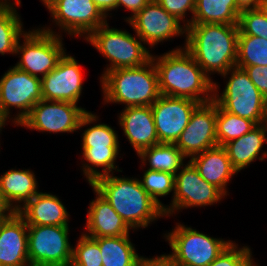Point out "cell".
<instances>
[{
    "label": "cell",
    "mask_w": 267,
    "mask_h": 266,
    "mask_svg": "<svg viewBox=\"0 0 267 266\" xmlns=\"http://www.w3.org/2000/svg\"><path fill=\"white\" fill-rule=\"evenodd\" d=\"M127 23L144 44L153 48L158 43L171 40L175 36H186V26L174 15L169 14L161 5L151 0L141 11L131 17Z\"/></svg>",
    "instance_id": "obj_15"
},
{
    "label": "cell",
    "mask_w": 267,
    "mask_h": 266,
    "mask_svg": "<svg viewBox=\"0 0 267 266\" xmlns=\"http://www.w3.org/2000/svg\"><path fill=\"white\" fill-rule=\"evenodd\" d=\"M0 266H30L28 225L17 212H11L0 224Z\"/></svg>",
    "instance_id": "obj_19"
},
{
    "label": "cell",
    "mask_w": 267,
    "mask_h": 266,
    "mask_svg": "<svg viewBox=\"0 0 267 266\" xmlns=\"http://www.w3.org/2000/svg\"><path fill=\"white\" fill-rule=\"evenodd\" d=\"M137 37L126 30L110 28L106 23L85 39L109 61L102 76L110 70L142 66L151 59L150 48Z\"/></svg>",
    "instance_id": "obj_6"
},
{
    "label": "cell",
    "mask_w": 267,
    "mask_h": 266,
    "mask_svg": "<svg viewBox=\"0 0 267 266\" xmlns=\"http://www.w3.org/2000/svg\"><path fill=\"white\" fill-rule=\"evenodd\" d=\"M266 136L263 126L258 124L245 135L223 146L227 151L232 166L237 172L245 169V167L247 168L257 159L263 161L267 158V150H262L264 144L267 143Z\"/></svg>",
    "instance_id": "obj_25"
},
{
    "label": "cell",
    "mask_w": 267,
    "mask_h": 266,
    "mask_svg": "<svg viewBox=\"0 0 267 266\" xmlns=\"http://www.w3.org/2000/svg\"><path fill=\"white\" fill-rule=\"evenodd\" d=\"M20 5L21 0H15L11 4L0 3V54L3 56L16 55L17 41L26 32L16 10Z\"/></svg>",
    "instance_id": "obj_29"
},
{
    "label": "cell",
    "mask_w": 267,
    "mask_h": 266,
    "mask_svg": "<svg viewBox=\"0 0 267 266\" xmlns=\"http://www.w3.org/2000/svg\"><path fill=\"white\" fill-rule=\"evenodd\" d=\"M143 189L159 204L163 209V204L158 197H164L172 193L174 196L175 175L147 169L143 173V178L139 179Z\"/></svg>",
    "instance_id": "obj_32"
},
{
    "label": "cell",
    "mask_w": 267,
    "mask_h": 266,
    "mask_svg": "<svg viewBox=\"0 0 267 266\" xmlns=\"http://www.w3.org/2000/svg\"><path fill=\"white\" fill-rule=\"evenodd\" d=\"M267 18V0H262L258 7Z\"/></svg>",
    "instance_id": "obj_45"
},
{
    "label": "cell",
    "mask_w": 267,
    "mask_h": 266,
    "mask_svg": "<svg viewBox=\"0 0 267 266\" xmlns=\"http://www.w3.org/2000/svg\"><path fill=\"white\" fill-rule=\"evenodd\" d=\"M100 82L104 104L151 106L161 96L152 58L139 67L110 70L100 77Z\"/></svg>",
    "instance_id": "obj_4"
},
{
    "label": "cell",
    "mask_w": 267,
    "mask_h": 266,
    "mask_svg": "<svg viewBox=\"0 0 267 266\" xmlns=\"http://www.w3.org/2000/svg\"><path fill=\"white\" fill-rule=\"evenodd\" d=\"M256 126L254 121L229 113L217 105L216 139L218 146H224L226 143L238 139Z\"/></svg>",
    "instance_id": "obj_30"
},
{
    "label": "cell",
    "mask_w": 267,
    "mask_h": 266,
    "mask_svg": "<svg viewBox=\"0 0 267 266\" xmlns=\"http://www.w3.org/2000/svg\"><path fill=\"white\" fill-rule=\"evenodd\" d=\"M262 0H235L237 7L243 11L247 9H257Z\"/></svg>",
    "instance_id": "obj_41"
},
{
    "label": "cell",
    "mask_w": 267,
    "mask_h": 266,
    "mask_svg": "<svg viewBox=\"0 0 267 266\" xmlns=\"http://www.w3.org/2000/svg\"><path fill=\"white\" fill-rule=\"evenodd\" d=\"M238 27V35L258 36L267 40V18L259 8L241 11Z\"/></svg>",
    "instance_id": "obj_34"
},
{
    "label": "cell",
    "mask_w": 267,
    "mask_h": 266,
    "mask_svg": "<svg viewBox=\"0 0 267 266\" xmlns=\"http://www.w3.org/2000/svg\"><path fill=\"white\" fill-rule=\"evenodd\" d=\"M199 105L187 98L161 95L151 105L159 143H176Z\"/></svg>",
    "instance_id": "obj_16"
},
{
    "label": "cell",
    "mask_w": 267,
    "mask_h": 266,
    "mask_svg": "<svg viewBox=\"0 0 267 266\" xmlns=\"http://www.w3.org/2000/svg\"><path fill=\"white\" fill-rule=\"evenodd\" d=\"M70 266H102V256L98 242L84 233L73 247Z\"/></svg>",
    "instance_id": "obj_33"
},
{
    "label": "cell",
    "mask_w": 267,
    "mask_h": 266,
    "mask_svg": "<svg viewBox=\"0 0 267 266\" xmlns=\"http://www.w3.org/2000/svg\"><path fill=\"white\" fill-rule=\"evenodd\" d=\"M78 104L67 101L37 102L19 126L39 132L73 133L79 128L82 116L87 112Z\"/></svg>",
    "instance_id": "obj_14"
},
{
    "label": "cell",
    "mask_w": 267,
    "mask_h": 266,
    "mask_svg": "<svg viewBox=\"0 0 267 266\" xmlns=\"http://www.w3.org/2000/svg\"><path fill=\"white\" fill-rule=\"evenodd\" d=\"M240 12L235 0H196L191 24L238 25Z\"/></svg>",
    "instance_id": "obj_27"
},
{
    "label": "cell",
    "mask_w": 267,
    "mask_h": 266,
    "mask_svg": "<svg viewBox=\"0 0 267 266\" xmlns=\"http://www.w3.org/2000/svg\"><path fill=\"white\" fill-rule=\"evenodd\" d=\"M58 196L39 192L17 213L28 226H69L67 208Z\"/></svg>",
    "instance_id": "obj_22"
},
{
    "label": "cell",
    "mask_w": 267,
    "mask_h": 266,
    "mask_svg": "<svg viewBox=\"0 0 267 266\" xmlns=\"http://www.w3.org/2000/svg\"><path fill=\"white\" fill-rule=\"evenodd\" d=\"M238 34V25L190 24L183 47L210 78L236 66Z\"/></svg>",
    "instance_id": "obj_2"
},
{
    "label": "cell",
    "mask_w": 267,
    "mask_h": 266,
    "mask_svg": "<svg viewBox=\"0 0 267 266\" xmlns=\"http://www.w3.org/2000/svg\"><path fill=\"white\" fill-rule=\"evenodd\" d=\"M261 125L263 126L264 131L267 135V102H266L265 109L263 112V119H262Z\"/></svg>",
    "instance_id": "obj_44"
},
{
    "label": "cell",
    "mask_w": 267,
    "mask_h": 266,
    "mask_svg": "<svg viewBox=\"0 0 267 266\" xmlns=\"http://www.w3.org/2000/svg\"><path fill=\"white\" fill-rule=\"evenodd\" d=\"M161 95L187 98L200 104L213 101L214 81L182 46L158 56L151 55Z\"/></svg>",
    "instance_id": "obj_1"
},
{
    "label": "cell",
    "mask_w": 267,
    "mask_h": 266,
    "mask_svg": "<svg viewBox=\"0 0 267 266\" xmlns=\"http://www.w3.org/2000/svg\"><path fill=\"white\" fill-rule=\"evenodd\" d=\"M138 157L142 166L148 165L150 170L168 172L173 175L185 165L184 160L187 158L175 143H158L143 149Z\"/></svg>",
    "instance_id": "obj_28"
},
{
    "label": "cell",
    "mask_w": 267,
    "mask_h": 266,
    "mask_svg": "<svg viewBox=\"0 0 267 266\" xmlns=\"http://www.w3.org/2000/svg\"><path fill=\"white\" fill-rule=\"evenodd\" d=\"M52 22L71 37L84 40L99 26L107 23V16L92 0H55L49 7Z\"/></svg>",
    "instance_id": "obj_13"
},
{
    "label": "cell",
    "mask_w": 267,
    "mask_h": 266,
    "mask_svg": "<svg viewBox=\"0 0 267 266\" xmlns=\"http://www.w3.org/2000/svg\"><path fill=\"white\" fill-rule=\"evenodd\" d=\"M161 7H163L169 14L174 15L178 20H180L186 27L191 24L196 0H155ZM187 11L192 13L191 19H186ZM186 22V23H185Z\"/></svg>",
    "instance_id": "obj_36"
},
{
    "label": "cell",
    "mask_w": 267,
    "mask_h": 266,
    "mask_svg": "<svg viewBox=\"0 0 267 266\" xmlns=\"http://www.w3.org/2000/svg\"><path fill=\"white\" fill-rule=\"evenodd\" d=\"M236 66H267V40L258 36L238 35Z\"/></svg>",
    "instance_id": "obj_31"
},
{
    "label": "cell",
    "mask_w": 267,
    "mask_h": 266,
    "mask_svg": "<svg viewBox=\"0 0 267 266\" xmlns=\"http://www.w3.org/2000/svg\"><path fill=\"white\" fill-rule=\"evenodd\" d=\"M189 161L205 181L215 185L226 196L229 195L227 185L238 172L232 166L227 151L223 146H216L205 150L193 156Z\"/></svg>",
    "instance_id": "obj_23"
},
{
    "label": "cell",
    "mask_w": 267,
    "mask_h": 266,
    "mask_svg": "<svg viewBox=\"0 0 267 266\" xmlns=\"http://www.w3.org/2000/svg\"><path fill=\"white\" fill-rule=\"evenodd\" d=\"M55 33L50 26L26 31L16 44L15 54L19 55L20 59L15 67L39 78L55 69L66 53L62 35Z\"/></svg>",
    "instance_id": "obj_7"
},
{
    "label": "cell",
    "mask_w": 267,
    "mask_h": 266,
    "mask_svg": "<svg viewBox=\"0 0 267 266\" xmlns=\"http://www.w3.org/2000/svg\"><path fill=\"white\" fill-rule=\"evenodd\" d=\"M100 10L108 17L109 11L116 9L117 0H92Z\"/></svg>",
    "instance_id": "obj_40"
},
{
    "label": "cell",
    "mask_w": 267,
    "mask_h": 266,
    "mask_svg": "<svg viewBox=\"0 0 267 266\" xmlns=\"http://www.w3.org/2000/svg\"><path fill=\"white\" fill-rule=\"evenodd\" d=\"M69 226H28L30 266H70L73 245Z\"/></svg>",
    "instance_id": "obj_10"
},
{
    "label": "cell",
    "mask_w": 267,
    "mask_h": 266,
    "mask_svg": "<svg viewBox=\"0 0 267 266\" xmlns=\"http://www.w3.org/2000/svg\"><path fill=\"white\" fill-rule=\"evenodd\" d=\"M8 119L9 118L0 109V133H1L2 129L4 128L5 124L7 122H10V121H8Z\"/></svg>",
    "instance_id": "obj_43"
},
{
    "label": "cell",
    "mask_w": 267,
    "mask_h": 266,
    "mask_svg": "<svg viewBox=\"0 0 267 266\" xmlns=\"http://www.w3.org/2000/svg\"><path fill=\"white\" fill-rule=\"evenodd\" d=\"M6 216H0V224L2 222V220L5 218Z\"/></svg>",
    "instance_id": "obj_49"
},
{
    "label": "cell",
    "mask_w": 267,
    "mask_h": 266,
    "mask_svg": "<svg viewBox=\"0 0 267 266\" xmlns=\"http://www.w3.org/2000/svg\"><path fill=\"white\" fill-rule=\"evenodd\" d=\"M1 4H11V0H0Z\"/></svg>",
    "instance_id": "obj_48"
},
{
    "label": "cell",
    "mask_w": 267,
    "mask_h": 266,
    "mask_svg": "<svg viewBox=\"0 0 267 266\" xmlns=\"http://www.w3.org/2000/svg\"><path fill=\"white\" fill-rule=\"evenodd\" d=\"M99 116L87 111L79 123L82 127H88L82 133V170L89 185L102 176L122 172L116 164L119 155L120 144L116 130L104 123H97ZM97 123V124H96ZM86 161V162H85ZM101 170H98V168ZM118 168V169H117Z\"/></svg>",
    "instance_id": "obj_5"
},
{
    "label": "cell",
    "mask_w": 267,
    "mask_h": 266,
    "mask_svg": "<svg viewBox=\"0 0 267 266\" xmlns=\"http://www.w3.org/2000/svg\"><path fill=\"white\" fill-rule=\"evenodd\" d=\"M118 118L126 139L137 155L159 143L151 106L125 107Z\"/></svg>",
    "instance_id": "obj_20"
},
{
    "label": "cell",
    "mask_w": 267,
    "mask_h": 266,
    "mask_svg": "<svg viewBox=\"0 0 267 266\" xmlns=\"http://www.w3.org/2000/svg\"><path fill=\"white\" fill-rule=\"evenodd\" d=\"M138 266H170V257L166 253L152 258L143 257Z\"/></svg>",
    "instance_id": "obj_39"
},
{
    "label": "cell",
    "mask_w": 267,
    "mask_h": 266,
    "mask_svg": "<svg viewBox=\"0 0 267 266\" xmlns=\"http://www.w3.org/2000/svg\"><path fill=\"white\" fill-rule=\"evenodd\" d=\"M45 7H49L55 0H41Z\"/></svg>",
    "instance_id": "obj_47"
},
{
    "label": "cell",
    "mask_w": 267,
    "mask_h": 266,
    "mask_svg": "<svg viewBox=\"0 0 267 266\" xmlns=\"http://www.w3.org/2000/svg\"><path fill=\"white\" fill-rule=\"evenodd\" d=\"M113 175L98 178L91 187L111 204L132 230L144 229L160 217H166L163 208L143 189L138 178Z\"/></svg>",
    "instance_id": "obj_3"
},
{
    "label": "cell",
    "mask_w": 267,
    "mask_h": 266,
    "mask_svg": "<svg viewBox=\"0 0 267 266\" xmlns=\"http://www.w3.org/2000/svg\"><path fill=\"white\" fill-rule=\"evenodd\" d=\"M81 70L75 57L65 53L56 68L41 78L43 100L77 104L83 90Z\"/></svg>",
    "instance_id": "obj_18"
},
{
    "label": "cell",
    "mask_w": 267,
    "mask_h": 266,
    "mask_svg": "<svg viewBox=\"0 0 267 266\" xmlns=\"http://www.w3.org/2000/svg\"><path fill=\"white\" fill-rule=\"evenodd\" d=\"M221 76L228 78V81L222 94L218 92L220 86L214 82L213 101L229 113L261 124L267 100L245 70L235 66Z\"/></svg>",
    "instance_id": "obj_8"
},
{
    "label": "cell",
    "mask_w": 267,
    "mask_h": 266,
    "mask_svg": "<svg viewBox=\"0 0 267 266\" xmlns=\"http://www.w3.org/2000/svg\"><path fill=\"white\" fill-rule=\"evenodd\" d=\"M93 191L96 198L90 201L84 234L92 238L129 235L132 229L123 218L97 190Z\"/></svg>",
    "instance_id": "obj_21"
},
{
    "label": "cell",
    "mask_w": 267,
    "mask_h": 266,
    "mask_svg": "<svg viewBox=\"0 0 267 266\" xmlns=\"http://www.w3.org/2000/svg\"><path fill=\"white\" fill-rule=\"evenodd\" d=\"M39 192L37 179L30 169L11 168L0 176V195L11 212H17Z\"/></svg>",
    "instance_id": "obj_24"
},
{
    "label": "cell",
    "mask_w": 267,
    "mask_h": 266,
    "mask_svg": "<svg viewBox=\"0 0 267 266\" xmlns=\"http://www.w3.org/2000/svg\"><path fill=\"white\" fill-rule=\"evenodd\" d=\"M41 78L15 66L9 68L0 79V109L18 126L29 114L33 106L42 100ZM17 108L15 117L10 118V110ZM11 108V109H10Z\"/></svg>",
    "instance_id": "obj_11"
},
{
    "label": "cell",
    "mask_w": 267,
    "mask_h": 266,
    "mask_svg": "<svg viewBox=\"0 0 267 266\" xmlns=\"http://www.w3.org/2000/svg\"><path fill=\"white\" fill-rule=\"evenodd\" d=\"M129 235L94 238L100 248L102 266H138L144 256L138 255Z\"/></svg>",
    "instance_id": "obj_26"
},
{
    "label": "cell",
    "mask_w": 267,
    "mask_h": 266,
    "mask_svg": "<svg viewBox=\"0 0 267 266\" xmlns=\"http://www.w3.org/2000/svg\"><path fill=\"white\" fill-rule=\"evenodd\" d=\"M151 0H117L116 10L120 7H125L131 11V16L126 17L124 20L127 22L136 13L141 11Z\"/></svg>",
    "instance_id": "obj_38"
},
{
    "label": "cell",
    "mask_w": 267,
    "mask_h": 266,
    "mask_svg": "<svg viewBox=\"0 0 267 266\" xmlns=\"http://www.w3.org/2000/svg\"><path fill=\"white\" fill-rule=\"evenodd\" d=\"M163 237L172 249L167 255L189 266H208L233 242L210 237L181 223H176L175 228Z\"/></svg>",
    "instance_id": "obj_9"
},
{
    "label": "cell",
    "mask_w": 267,
    "mask_h": 266,
    "mask_svg": "<svg viewBox=\"0 0 267 266\" xmlns=\"http://www.w3.org/2000/svg\"><path fill=\"white\" fill-rule=\"evenodd\" d=\"M170 266H189V265H185V264H182V263H179L173 259L170 258Z\"/></svg>",
    "instance_id": "obj_46"
},
{
    "label": "cell",
    "mask_w": 267,
    "mask_h": 266,
    "mask_svg": "<svg viewBox=\"0 0 267 266\" xmlns=\"http://www.w3.org/2000/svg\"><path fill=\"white\" fill-rule=\"evenodd\" d=\"M11 213V210L8 206L4 203L1 195H0V216H7Z\"/></svg>",
    "instance_id": "obj_42"
},
{
    "label": "cell",
    "mask_w": 267,
    "mask_h": 266,
    "mask_svg": "<svg viewBox=\"0 0 267 266\" xmlns=\"http://www.w3.org/2000/svg\"><path fill=\"white\" fill-rule=\"evenodd\" d=\"M217 104L214 101L200 104L175 145L188 158L218 146L216 139Z\"/></svg>",
    "instance_id": "obj_17"
},
{
    "label": "cell",
    "mask_w": 267,
    "mask_h": 266,
    "mask_svg": "<svg viewBox=\"0 0 267 266\" xmlns=\"http://www.w3.org/2000/svg\"><path fill=\"white\" fill-rule=\"evenodd\" d=\"M253 260L251 249L248 246L238 248V244L232 242L208 266H256L257 264Z\"/></svg>",
    "instance_id": "obj_35"
},
{
    "label": "cell",
    "mask_w": 267,
    "mask_h": 266,
    "mask_svg": "<svg viewBox=\"0 0 267 266\" xmlns=\"http://www.w3.org/2000/svg\"><path fill=\"white\" fill-rule=\"evenodd\" d=\"M249 79L267 100V66H247L243 68Z\"/></svg>",
    "instance_id": "obj_37"
},
{
    "label": "cell",
    "mask_w": 267,
    "mask_h": 266,
    "mask_svg": "<svg viewBox=\"0 0 267 266\" xmlns=\"http://www.w3.org/2000/svg\"><path fill=\"white\" fill-rule=\"evenodd\" d=\"M225 194L215 185L205 181L193 164L188 161L175 174L174 196L169 205H165V216H172L179 210L191 207H204L219 203Z\"/></svg>",
    "instance_id": "obj_12"
}]
</instances>
